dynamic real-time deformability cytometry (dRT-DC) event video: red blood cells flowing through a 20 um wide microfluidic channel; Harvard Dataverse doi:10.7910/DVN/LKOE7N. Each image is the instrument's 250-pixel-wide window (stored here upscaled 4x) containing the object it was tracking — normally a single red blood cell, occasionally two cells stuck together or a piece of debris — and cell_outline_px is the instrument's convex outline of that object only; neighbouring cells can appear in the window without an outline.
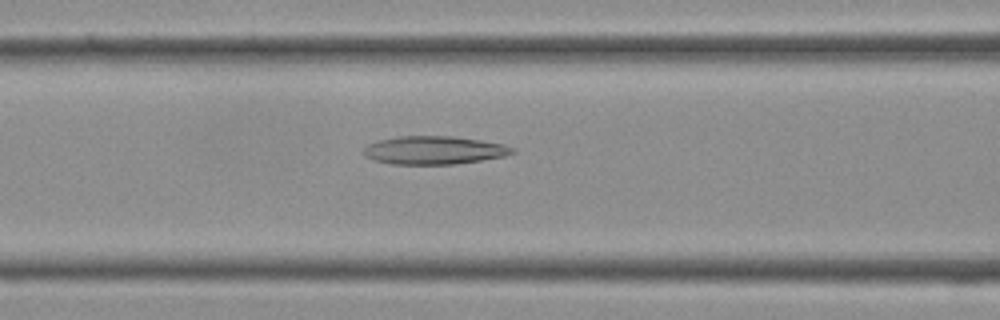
{"species": "Egyptian fruit bat (a non-hibernating species)", "species_latin": "Rousettus aegyptiacus", "temperature_condition": "cold", "stored_images_in_passage": 26, "camera_frame_rate_fps": 3000, "um_per_image_px": 0.085, "frame": {"image": 1, "passage_image": 10, "time_ms": 3.0, "image_size_px": [1000, 320], "cell_outline_px": [[516, 152], [504, 156], [480, 160], [452, 164], [392, 164], [376, 160], [364, 156], [364, 148], [368, 144], [376, 140], [400, 136], [452, 136], [480, 140], [504, 144], [516, 148]], "centroid_in_image_um": [36.9, 12.76], "position_along_channel_um": 129.7, "area_um2": 24.39}}
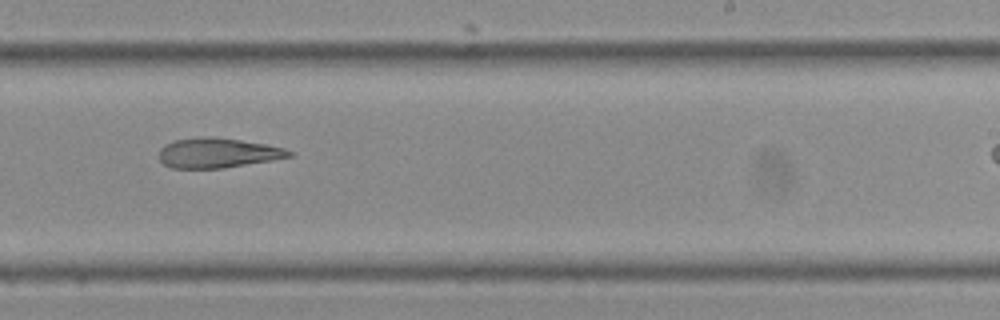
{"frame": {"image": 2, "passage_image": 18, "time_ms": 5.667, "image_size_px": [1000, 320], "cell_outline_px": [[296, 152], [292, 156], [272, 160], [224, 168], [172, 168], [164, 164], [160, 160], [160, 148], [164, 144], [172, 140], [204, 136], [212, 136], [240, 140], [264, 144], [284, 148]], "centroid_in_image_um": [18.5, 12.99], "position_along_channel_um": 270.5, "area_um2": 22.72}}
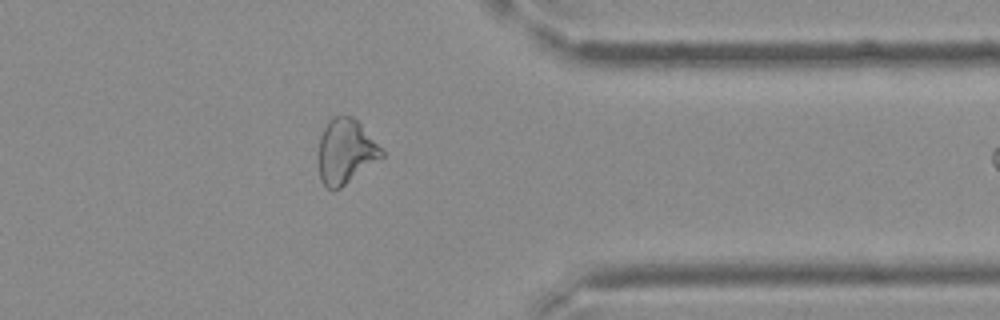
{"frame": {"image": 3, "passage_image": 25, "time_ms": 8.0, "image_size_px": [1000, 320], "cell_outline_px": [[384, 156], [340, 188], [332, 192], [320, 180], [316, 152], [320, 136], [328, 120], [332, 116], [352, 116], [360, 124], [384, 152]], "centroid_in_image_um": [29.31, 12.89], "position_along_channel_um": 382.1, "area_um2": 23.99}}